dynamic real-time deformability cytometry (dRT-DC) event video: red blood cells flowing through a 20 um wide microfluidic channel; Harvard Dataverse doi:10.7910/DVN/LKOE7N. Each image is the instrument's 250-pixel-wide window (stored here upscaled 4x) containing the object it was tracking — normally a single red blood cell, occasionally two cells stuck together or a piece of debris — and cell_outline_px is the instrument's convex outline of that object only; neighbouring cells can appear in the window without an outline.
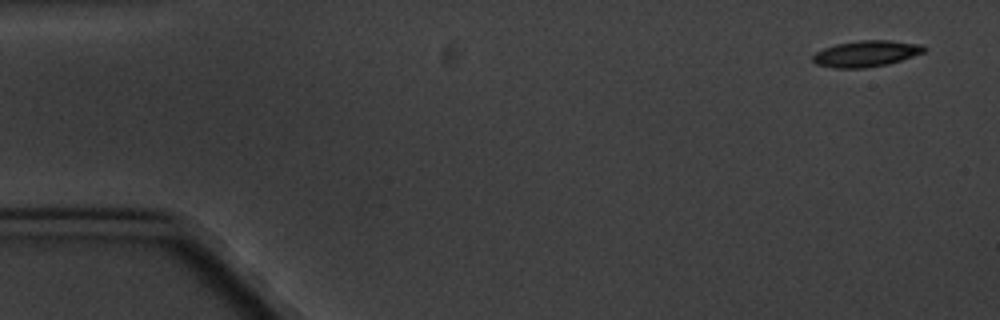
{"species": "common noctule bat (a hibernating species)", "species_latin": "Nyctalus noctula", "temperature_condition": "cold", "stored_images_in_passage": 4, "camera_frame_rate_fps": 3000, "um_per_image_px": 0.085, "animal": {"sex": "male", "body_mass_g": 20.1, "forearm_length_mm": 53.5}, "frame": {"image": 1, "passage_image": 1, "time_ms": 0.0, "image_size_px": [1000, 320], "cell_outline_px": [[928, 48], [924, 52], [888, 64], [864, 68], [836, 68], [816, 64], [812, 60], [812, 56], [816, 52], [824, 48], [836, 44], [860, 40], [888, 40], [920, 44]], "centroid_in_image_um": [73.61, 4.56], "position_along_channel_um": 11.4, "area_um2": 16.88}}
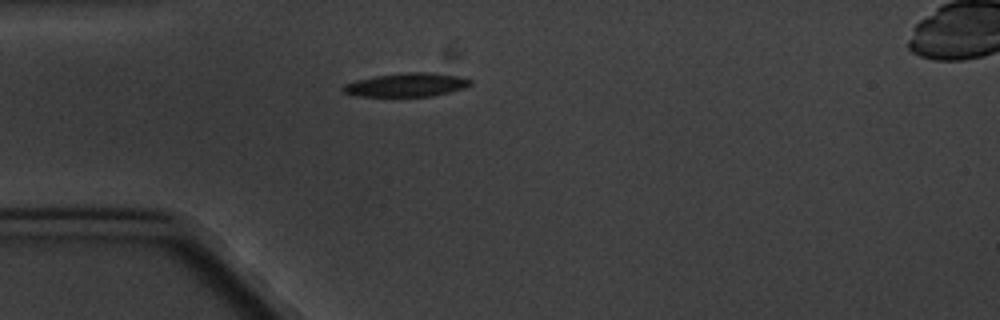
{"frame": {"image": 2, "passage_image": 4, "time_ms": 4.333, "image_size_px": [1000, 320], "cell_outline_px": [[472, 84], [464, 88], [432, 96], [352, 96], [344, 92], [340, 88], [344, 84], [356, 80], [372, 76], [404, 72], [432, 72], [460, 76], [472, 80]], "centroid_in_image_um": [34.53, 7.2], "position_along_channel_um": 50.5, "area_um2": 17.74}}